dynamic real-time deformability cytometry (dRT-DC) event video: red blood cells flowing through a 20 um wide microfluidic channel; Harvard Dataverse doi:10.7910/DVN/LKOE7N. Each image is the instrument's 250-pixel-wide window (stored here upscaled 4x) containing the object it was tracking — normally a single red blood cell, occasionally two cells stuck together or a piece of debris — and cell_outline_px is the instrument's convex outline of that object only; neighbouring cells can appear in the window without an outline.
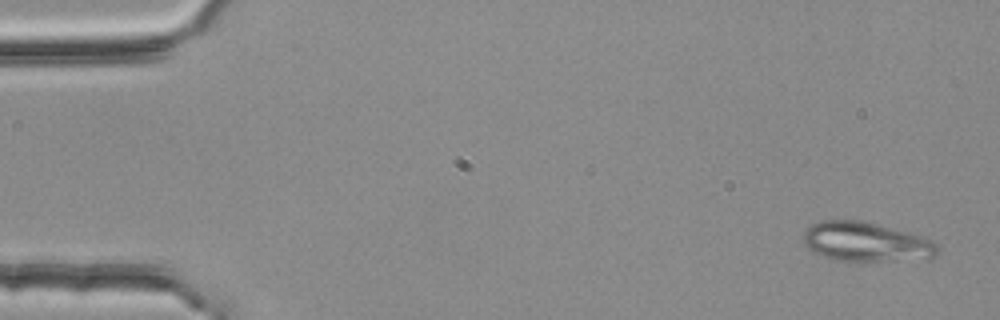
{"species": "common noctule bat (a hibernating species)", "species_latin": "Nyctalus noctula", "temperature_condition": "room temperature", "stored_images_in_passage": 4, "camera_frame_rate_fps": 3000, "um_per_image_px": 0.085, "animal": {"sex": "female", "body_mass_g": 25.1}, "frame": {"image": 1, "passage_image": 1, "time_ms": 0.0, "image_size_px": [1000, 320], "cell_outline_px": [[940, 252], [932, 256], [884, 260], [836, 260], [812, 252], [804, 244], [804, 232], [812, 224], [820, 220], [860, 220], [924, 236], [940, 244]], "centroid_in_image_um": [73.59, 20.53], "position_along_channel_um": 11.4, "area_um2": 30.29}}